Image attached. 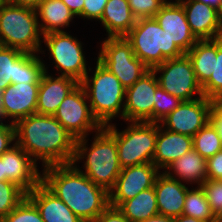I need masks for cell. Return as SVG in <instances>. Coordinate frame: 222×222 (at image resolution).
Listing matches in <instances>:
<instances>
[{
    "label": "cell",
    "instance_id": "9a60e30c",
    "mask_svg": "<svg viewBox=\"0 0 222 222\" xmlns=\"http://www.w3.org/2000/svg\"><path fill=\"white\" fill-rule=\"evenodd\" d=\"M40 84H9L0 92V121L7 119L15 124L18 120L36 114Z\"/></svg>",
    "mask_w": 222,
    "mask_h": 222
},
{
    "label": "cell",
    "instance_id": "8d00e7d4",
    "mask_svg": "<svg viewBox=\"0 0 222 222\" xmlns=\"http://www.w3.org/2000/svg\"><path fill=\"white\" fill-rule=\"evenodd\" d=\"M167 0H128L133 16L141 18L154 17Z\"/></svg>",
    "mask_w": 222,
    "mask_h": 222
},
{
    "label": "cell",
    "instance_id": "7c38bea8",
    "mask_svg": "<svg viewBox=\"0 0 222 222\" xmlns=\"http://www.w3.org/2000/svg\"><path fill=\"white\" fill-rule=\"evenodd\" d=\"M213 100L205 96L182 103L159 124L172 132L193 137L210 121Z\"/></svg>",
    "mask_w": 222,
    "mask_h": 222
},
{
    "label": "cell",
    "instance_id": "bcb514c9",
    "mask_svg": "<svg viewBox=\"0 0 222 222\" xmlns=\"http://www.w3.org/2000/svg\"><path fill=\"white\" fill-rule=\"evenodd\" d=\"M174 222H204V221L196 219L191 216L180 215L178 217H174Z\"/></svg>",
    "mask_w": 222,
    "mask_h": 222
},
{
    "label": "cell",
    "instance_id": "f907efd6",
    "mask_svg": "<svg viewBox=\"0 0 222 222\" xmlns=\"http://www.w3.org/2000/svg\"><path fill=\"white\" fill-rule=\"evenodd\" d=\"M0 181H5V174L3 169V161L0 159Z\"/></svg>",
    "mask_w": 222,
    "mask_h": 222
},
{
    "label": "cell",
    "instance_id": "7dc6e473",
    "mask_svg": "<svg viewBox=\"0 0 222 222\" xmlns=\"http://www.w3.org/2000/svg\"><path fill=\"white\" fill-rule=\"evenodd\" d=\"M196 1L205 3L211 7H214L215 9H218L222 2V0H196Z\"/></svg>",
    "mask_w": 222,
    "mask_h": 222
},
{
    "label": "cell",
    "instance_id": "b9f144b4",
    "mask_svg": "<svg viewBox=\"0 0 222 222\" xmlns=\"http://www.w3.org/2000/svg\"><path fill=\"white\" fill-rule=\"evenodd\" d=\"M210 121L217 128L222 142V111L214 103L210 112Z\"/></svg>",
    "mask_w": 222,
    "mask_h": 222
},
{
    "label": "cell",
    "instance_id": "d6986e66",
    "mask_svg": "<svg viewBox=\"0 0 222 222\" xmlns=\"http://www.w3.org/2000/svg\"><path fill=\"white\" fill-rule=\"evenodd\" d=\"M185 11L192 34L197 40L222 37L217 9L196 0H178Z\"/></svg>",
    "mask_w": 222,
    "mask_h": 222
},
{
    "label": "cell",
    "instance_id": "9c48e42d",
    "mask_svg": "<svg viewBox=\"0 0 222 222\" xmlns=\"http://www.w3.org/2000/svg\"><path fill=\"white\" fill-rule=\"evenodd\" d=\"M42 43L46 45L49 58L53 60L52 63L59 76L70 77L80 83L92 70L91 66L86 64L82 46L84 44L69 32H52L43 35Z\"/></svg>",
    "mask_w": 222,
    "mask_h": 222
},
{
    "label": "cell",
    "instance_id": "836d02e7",
    "mask_svg": "<svg viewBox=\"0 0 222 222\" xmlns=\"http://www.w3.org/2000/svg\"><path fill=\"white\" fill-rule=\"evenodd\" d=\"M154 95H156V99L154 101L153 123H160L168 114L182 103V100L172 94H169L160 86L156 88Z\"/></svg>",
    "mask_w": 222,
    "mask_h": 222
},
{
    "label": "cell",
    "instance_id": "7a4b0ae2",
    "mask_svg": "<svg viewBox=\"0 0 222 222\" xmlns=\"http://www.w3.org/2000/svg\"><path fill=\"white\" fill-rule=\"evenodd\" d=\"M41 182L84 222H93L110 204L109 192L72 163L43 168Z\"/></svg>",
    "mask_w": 222,
    "mask_h": 222
},
{
    "label": "cell",
    "instance_id": "f6af8a7d",
    "mask_svg": "<svg viewBox=\"0 0 222 222\" xmlns=\"http://www.w3.org/2000/svg\"><path fill=\"white\" fill-rule=\"evenodd\" d=\"M137 222H174V218L158 214V215L153 216L151 218L137 221Z\"/></svg>",
    "mask_w": 222,
    "mask_h": 222
},
{
    "label": "cell",
    "instance_id": "681fc988",
    "mask_svg": "<svg viewBox=\"0 0 222 222\" xmlns=\"http://www.w3.org/2000/svg\"><path fill=\"white\" fill-rule=\"evenodd\" d=\"M217 12H218V20H219V23L221 26V32H222V2L220 4L219 8L217 9Z\"/></svg>",
    "mask_w": 222,
    "mask_h": 222
},
{
    "label": "cell",
    "instance_id": "52a82bcc",
    "mask_svg": "<svg viewBox=\"0 0 222 222\" xmlns=\"http://www.w3.org/2000/svg\"><path fill=\"white\" fill-rule=\"evenodd\" d=\"M125 38L131 43L136 57L149 69L185 54L165 36L154 17L138 19Z\"/></svg>",
    "mask_w": 222,
    "mask_h": 222
},
{
    "label": "cell",
    "instance_id": "cb8c5ba5",
    "mask_svg": "<svg viewBox=\"0 0 222 222\" xmlns=\"http://www.w3.org/2000/svg\"><path fill=\"white\" fill-rule=\"evenodd\" d=\"M136 21L128 0H108L98 22L103 25L107 37H125Z\"/></svg>",
    "mask_w": 222,
    "mask_h": 222
},
{
    "label": "cell",
    "instance_id": "60d3db41",
    "mask_svg": "<svg viewBox=\"0 0 222 222\" xmlns=\"http://www.w3.org/2000/svg\"><path fill=\"white\" fill-rule=\"evenodd\" d=\"M93 222H130L116 207L108 206Z\"/></svg>",
    "mask_w": 222,
    "mask_h": 222
},
{
    "label": "cell",
    "instance_id": "ffe728a7",
    "mask_svg": "<svg viewBox=\"0 0 222 222\" xmlns=\"http://www.w3.org/2000/svg\"><path fill=\"white\" fill-rule=\"evenodd\" d=\"M193 149V138L172 132L157 123V139L153 164L164 171L171 163Z\"/></svg>",
    "mask_w": 222,
    "mask_h": 222
},
{
    "label": "cell",
    "instance_id": "5b68a950",
    "mask_svg": "<svg viewBox=\"0 0 222 222\" xmlns=\"http://www.w3.org/2000/svg\"><path fill=\"white\" fill-rule=\"evenodd\" d=\"M36 10L4 0L0 5V46L24 53L45 54Z\"/></svg>",
    "mask_w": 222,
    "mask_h": 222
},
{
    "label": "cell",
    "instance_id": "484cf974",
    "mask_svg": "<svg viewBox=\"0 0 222 222\" xmlns=\"http://www.w3.org/2000/svg\"><path fill=\"white\" fill-rule=\"evenodd\" d=\"M186 54L192 62L196 79L202 86L214 71L217 39L198 40Z\"/></svg>",
    "mask_w": 222,
    "mask_h": 222
},
{
    "label": "cell",
    "instance_id": "5bb4252c",
    "mask_svg": "<svg viewBox=\"0 0 222 222\" xmlns=\"http://www.w3.org/2000/svg\"><path fill=\"white\" fill-rule=\"evenodd\" d=\"M159 86L156 74L150 69L131 87L125 89L123 120L153 122L155 91Z\"/></svg>",
    "mask_w": 222,
    "mask_h": 222
},
{
    "label": "cell",
    "instance_id": "4dcf8cb0",
    "mask_svg": "<svg viewBox=\"0 0 222 222\" xmlns=\"http://www.w3.org/2000/svg\"><path fill=\"white\" fill-rule=\"evenodd\" d=\"M23 53L15 48L0 46V92L14 82L16 60Z\"/></svg>",
    "mask_w": 222,
    "mask_h": 222
},
{
    "label": "cell",
    "instance_id": "ee69618b",
    "mask_svg": "<svg viewBox=\"0 0 222 222\" xmlns=\"http://www.w3.org/2000/svg\"><path fill=\"white\" fill-rule=\"evenodd\" d=\"M8 1L14 5L31 8L34 10H36L39 4L42 2V0H8Z\"/></svg>",
    "mask_w": 222,
    "mask_h": 222
},
{
    "label": "cell",
    "instance_id": "277c9868",
    "mask_svg": "<svg viewBox=\"0 0 222 222\" xmlns=\"http://www.w3.org/2000/svg\"><path fill=\"white\" fill-rule=\"evenodd\" d=\"M93 71L91 76L90 73L85 75L80 85L86 93L94 117L104 127L112 124L115 117L123 119L125 88L98 60Z\"/></svg>",
    "mask_w": 222,
    "mask_h": 222
},
{
    "label": "cell",
    "instance_id": "c3c4849f",
    "mask_svg": "<svg viewBox=\"0 0 222 222\" xmlns=\"http://www.w3.org/2000/svg\"><path fill=\"white\" fill-rule=\"evenodd\" d=\"M213 103L222 111V93L213 99Z\"/></svg>",
    "mask_w": 222,
    "mask_h": 222
},
{
    "label": "cell",
    "instance_id": "3957f363",
    "mask_svg": "<svg viewBox=\"0 0 222 222\" xmlns=\"http://www.w3.org/2000/svg\"><path fill=\"white\" fill-rule=\"evenodd\" d=\"M92 139L90 147L88 145L90 139H87V136L75 141L72 164L96 185L109 192L122 169L118 159L117 143L104 128L96 132ZM79 162L84 164H82L84 170L77 165Z\"/></svg>",
    "mask_w": 222,
    "mask_h": 222
},
{
    "label": "cell",
    "instance_id": "f546056e",
    "mask_svg": "<svg viewBox=\"0 0 222 222\" xmlns=\"http://www.w3.org/2000/svg\"><path fill=\"white\" fill-rule=\"evenodd\" d=\"M193 149L208 159L222 150V142L217 128L209 121L193 137Z\"/></svg>",
    "mask_w": 222,
    "mask_h": 222
},
{
    "label": "cell",
    "instance_id": "2e32d148",
    "mask_svg": "<svg viewBox=\"0 0 222 222\" xmlns=\"http://www.w3.org/2000/svg\"><path fill=\"white\" fill-rule=\"evenodd\" d=\"M0 159L3 161L5 181L16 184L26 194L41 182L42 173L37 168L38 163L19 145H13Z\"/></svg>",
    "mask_w": 222,
    "mask_h": 222
},
{
    "label": "cell",
    "instance_id": "7bdbcfd3",
    "mask_svg": "<svg viewBox=\"0 0 222 222\" xmlns=\"http://www.w3.org/2000/svg\"><path fill=\"white\" fill-rule=\"evenodd\" d=\"M75 17H81V12L83 10L84 0H62Z\"/></svg>",
    "mask_w": 222,
    "mask_h": 222
},
{
    "label": "cell",
    "instance_id": "e0dca14e",
    "mask_svg": "<svg viewBox=\"0 0 222 222\" xmlns=\"http://www.w3.org/2000/svg\"><path fill=\"white\" fill-rule=\"evenodd\" d=\"M154 18L164 30L165 36L184 53L198 41L190 30L184 8L178 0H167Z\"/></svg>",
    "mask_w": 222,
    "mask_h": 222
},
{
    "label": "cell",
    "instance_id": "8fae6325",
    "mask_svg": "<svg viewBox=\"0 0 222 222\" xmlns=\"http://www.w3.org/2000/svg\"><path fill=\"white\" fill-rule=\"evenodd\" d=\"M53 116L76 140L103 128L94 117L80 84L64 98Z\"/></svg>",
    "mask_w": 222,
    "mask_h": 222
},
{
    "label": "cell",
    "instance_id": "ac0fdd59",
    "mask_svg": "<svg viewBox=\"0 0 222 222\" xmlns=\"http://www.w3.org/2000/svg\"><path fill=\"white\" fill-rule=\"evenodd\" d=\"M44 72L40 78L36 114L54 115L64 98L80 83L70 77L52 76L43 63Z\"/></svg>",
    "mask_w": 222,
    "mask_h": 222
},
{
    "label": "cell",
    "instance_id": "30bf717a",
    "mask_svg": "<svg viewBox=\"0 0 222 222\" xmlns=\"http://www.w3.org/2000/svg\"><path fill=\"white\" fill-rule=\"evenodd\" d=\"M152 70L156 74L159 86L180 100L191 101L204 96L192 62L186 53L177 58L167 59Z\"/></svg>",
    "mask_w": 222,
    "mask_h": 222
},
{
    "label": "cell",
    "instance_id": "f1b7e54d",
    "mask_svg": "<svg viewBox=\"0 0 222 222\" xmlns=\"http://www.w3.org/2000/svg\"><path fill=\"white\" fill-rule=\"evenodd\" d=\"M182 215L194 217L204 222H219L211 211L201 187L187 190Z\"/></svg>",
    "mask_w": 222,
    "mask_h": 222
},
{
    "label": "cell",
    "instance_id": "83f0119b",
    "mask_svg": "<svg viewBox=\"0 0 222 222\" xmlns=\"http://www.w3.org/2000/svg\"><path fill=\"white\" fill-rule=\"evenodd\" d=\"M44 62L39 53H23L16 60L15 80L12 84L24 82L26 84H40V78L44 72Z\"/></svg>",
    "mask_w": 222,
    "mask_h": 222
},
{
    "label": "cell",
    "instance_id": "4316f807",
    "mask_svg": "<svg viewBox=\"0 0 222 222\" xmlns=\"http://www.w3.org/2000/svg\"><path fill=\"white\" fill-rule=\"evenodd\" d=\"M118 209L130 222H137L158 215L154 187L141 191L134 198L124 201Z\"/></svg>",
    "mask_w": 222,
    "mask_h": 222
},
{
    "label": "cell",
    "instance_id": "603a6c76",
    "mask_svg": "<svg viewBox=\"0 0 222 222\" xmlns=\"http://www.w3.org/2000/svg\"><path fill=\"white\" fill-rule=\"evenodd\" d=\"M163 172L181 183L197 184V187H201L207 179L206 159L197 151L191 149L171 163Z\"/></svg>",
    "mask_w": 222,
    "mask_h": 222
},
{
    "label": "cell",
    "instance_id": "74e56055",
    "mask_svg": "<svg viewBox=\"0 0 222 222\" xmlns=\"http://www.w3.org/2000/svg\"><path fill=\"white\" fill-rule=\"evenodd\" d=\"M108 0H84L81 18L99 21L103 15Z\"/></svg>",
    "mask_w": 222,
    "mask_h": 222
},
{
    "label": "cell",
    "instance_id": "e575fe53",
    "mask_svg": "<svg viewBox=\"0 0 222 222\" xmlns=\"http://www.w3.org/2000/svg\"><path fill=\"white\" fill-rule=\"evenodd\" d=\"M0 222H44L34 203L26 196Z\"/></svg>",
    "mask_w": 222,
    "mask_h": 222
},
{
    "label": "cell",
    "instance_id": "f35d334b",
    "mask_svg": "<svg viewBox=\"0 0 222 222\" xmlns=\"http://www.w3.org/2000/svg\"><path fill=\"white\" fill-rule=\"evenodd\" d=\"M16 144L15 126L8 121H0V156Z\"/></svg>",
    "mask_w": 222,
    "mask_h": 222
},
{
    "label": "cell",
    "instance_id": "ba28073f",
    "mask_svg": "<svg viewBox=\"0 0 222 222\" xmlns=\"http://www.w3.org/2000/svg\"><path fill=\"white\" fill-rule=\"evenodd\" d=\"M106 38L100 44L96 60L112 72L127 89L150 69L136 57L131 43L125 37Z\"/></svg>",
    "mask_w": 222,
    "mask_h": 222
},
{
    "label": "cell",
    "instance_id": "7402d4cb",
    "mask_svg": "<svg viewBox=\"0 0 222 222\" xmlns=\"http://www.w3.org/2000/svg\"><path fill=\"white\" fill-rule=\"evenodd\" d=\"M26 196L34 203L44 222H84L42 182Z\"/></svg>",
    "mask_w": 222,
    "mask_h": 222
},
{
    "label": "cell",
    "instance_id": "d590c367",
    "mask_svg": "<svg viewBox=\"0 0 222 222\" xmlns=\"http://www.w3.org/2000/svg\"><path fill=\"white\" fill-rule=\"evenodd\" d=\"M201 188L205 194L211 211L219 222H222V179H206Z\"/></svg>",
    "mask_w": 222,
    "mask_h": 222
},
{
    "label": "cell",
    "instance_id": "1f68e13d",
    "mask_svg": "<svg viewBox=\"0 0 222 222\" xmlns=\"http://www.w3.org/2000/svg\"><path fill=\"white\" fill-rule=\"evenodd\" d=\"M25 197L26 193L16 184L9 181H0V221Z\"/></svg>",
    "mask_w": 222,
    "mask_h": 222
},
{
    "label": "cell",
    "instance_id": "6da1fadb",
    "mask_svg": "<svg viewBox=\"0 0 222 222\" xmlns=\"http://www.w3.org/2000/svg\"><path fill=\"white\" fill-rule=\"evenodd\" d=\"M14 126L16 144L43 168L72 163L76 139L53 115L32 114Z\"/></svg>",
    "mask_w": 222,
    "mask_h": 222
},
{
    "label": "cell",
    "instance_id": "ab89813d",
    "mask_svg": "<svg viewBox=\"0 0 222 222\" xmlns=\"http://www.w3.org/2000/svg\"><path fill=\"white\" fill-rule=\"evenodd\" d=\"M207 179H222V150L206 159Z\"/></svg>",
    "mask_w": 222,
    "mask_h": 222
},
{
    "label": "cell",
    "instance_id": "d4e9b609",
    "mask_svg": "<svg viewBox=\"0 0 222 222\" xmlns=\"http://www.w3.org/2000/svg\"><path fill=\"white\" fill-rule=\"evenodd\" d=\"M36 13L43 35L52 32H66L65 29L70 27V22L75 18L62 0H42Z\"/></svg>",
    "mask_w": 222,
    "mask_h": 222
},
{
    "label": "cell",
    "instance_id": "4fadbf2b",
    "mask_svg": "<svg viewBox=\"0 0 222 222\" xmlns=\"http://www.w3.org/2000/svg\"><path fill=\"white\" fill-rule=\"evenodd\" d=\"M160 173L153 163L122 168L114 187L109 191L110 206L118 208L141 191L154 187Z\"/></svg>",
    "mask_w": 222,
    "mask_h": 222
},
{
    "label": "cell",
    "instance_id": "d6a6232c",
    "mask_svg": "<svg viewBox=\"0 0 222 222\" xmlns=\"http://www.w3.org/2000/svg\"><path fill=\"white\" fill-rule=\"evenodd\" d=\"M201 87L203 95L211 100L222 93V37L217 38V55L214 71Z\"/></svg>",
    "mask_w": 222,
    "mask_h": 222
},
{
    "label": "cell",
    "instance_id": "44dd1931",
    "mask_svg": "<svg viewBox=\"0 0 222 222\" xmlns=\"http://www.w3.org/2000/svg\"><path fill=\"white\" fill-rule=\"evenodd\" d=\"M188 189L186 184L170 178L162 171L154 184L159 215L173 218L182 215Z\"/></svg>",
    "mask_w": 222,
    "mask_h": 222
},
{
    "label": "cell",
    "instance_id": "8992f818",
    "mask_svg": "<svg viewBox=\"0 0 222 222\" xmlns=\"http://www.w3.org/2000/svg\"><path fill=\"white\" fill-rule=\"evenodd\" d=\"M103 128L116 140L121 168L153 162L157 123L128 121L123 131L115 123Z\"/></svg>",
    "mask_w": 222,
    "mask_h": 222
}]
</instances>
